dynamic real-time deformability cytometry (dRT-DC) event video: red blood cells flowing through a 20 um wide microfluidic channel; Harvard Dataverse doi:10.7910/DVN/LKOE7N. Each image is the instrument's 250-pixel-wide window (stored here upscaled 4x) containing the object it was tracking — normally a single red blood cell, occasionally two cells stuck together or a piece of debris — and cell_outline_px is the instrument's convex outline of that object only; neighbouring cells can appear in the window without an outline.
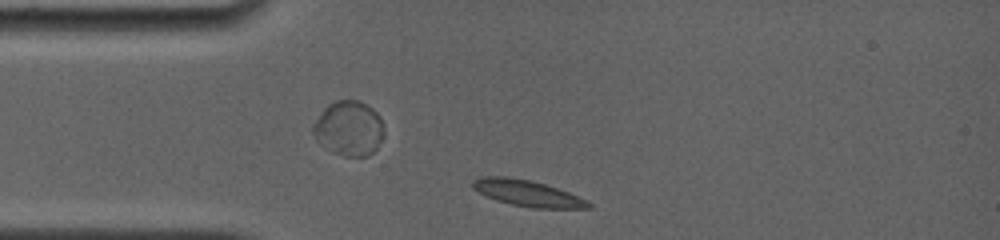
{"species": "common noctule bat (a hibernating species)", "species_latin": "Nyctalus noctula", "temperature_condition": "room temperature", "stored_images_in_passage": 26, "camera_frame_rate_fps": 4000, "um_per_image_px": 0.085, "animal": {"sex": "female", "body_mass_g": 19.0, "forearm_length_mm": 56.7}, "frame": {"image": 1, "passage_image": 1, "time_ms": 0.0, "image_size_px": [1000, 240], "cell_outline_px": [[592, 208], [532, 208], [512, 204], [496, 200], [472, 188], [472, 180], [480, 176], [508, 176], [528, 180], [544, 184], [568, 192], [588, 200], [592, 204]], "centroid_in_image_um": [44.83, 16.42], "position_along_channel_um": 40.2, "area_um2": 17.51}}
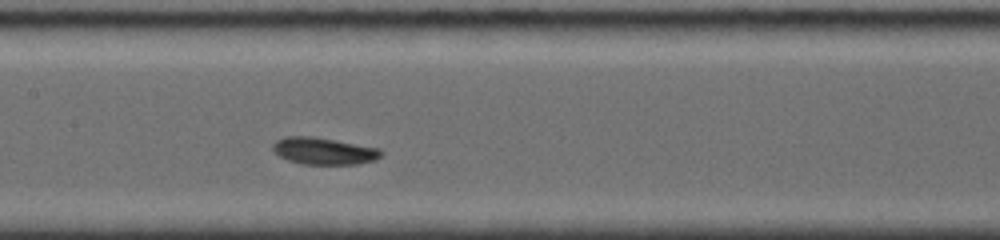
{"frame": {"image": 2, "passage_image": 7, "time_ms": 4.25, "image_size_px": [1000, 240], "cell_outline_px": [[384, 152], [376, 160], [360, 164], [304, 164], [288, 160], [280, 156], [272, 148], [272, 144], [276, 140], [284, 136], [316, 136], [380, 148]], "centroid_in_image_um": [27.55, 12.82], "position_along_channel_um": 179.8, "area_um2": 17.22}}
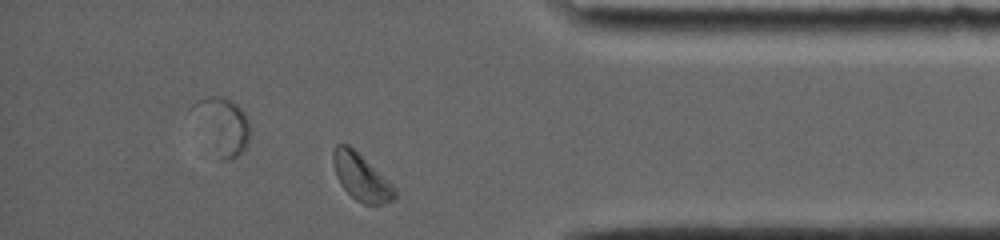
{"frame": {"image": 3, "passage_image": 22, "time_ms": 10.5, "image_size_px": [1000, 240], "cell_outline_px": [[396, 196], [392, 200], [380, 204], [364, 204], [356, 200], [340, 184], [336, 176], [332, 160], [332, 152], [336, 144], [348, 144], [388, 180], [396, 188]], "centroid_in_image_um": [30.67, 15.05], "position_along_channel_um": 404.5, "area_um2": 16.53}, "authors_computed_cell_mechanics": {"area_um2": 16.5597, "velocity_mm_per_s": 3.763, "shape_relaxation_time_tau1_ms": 2.5796, "shape_relaxation_time_tau2_ms": null, "deformation_change_tau1": 0.0685, "deformation_change_tau2": null}}